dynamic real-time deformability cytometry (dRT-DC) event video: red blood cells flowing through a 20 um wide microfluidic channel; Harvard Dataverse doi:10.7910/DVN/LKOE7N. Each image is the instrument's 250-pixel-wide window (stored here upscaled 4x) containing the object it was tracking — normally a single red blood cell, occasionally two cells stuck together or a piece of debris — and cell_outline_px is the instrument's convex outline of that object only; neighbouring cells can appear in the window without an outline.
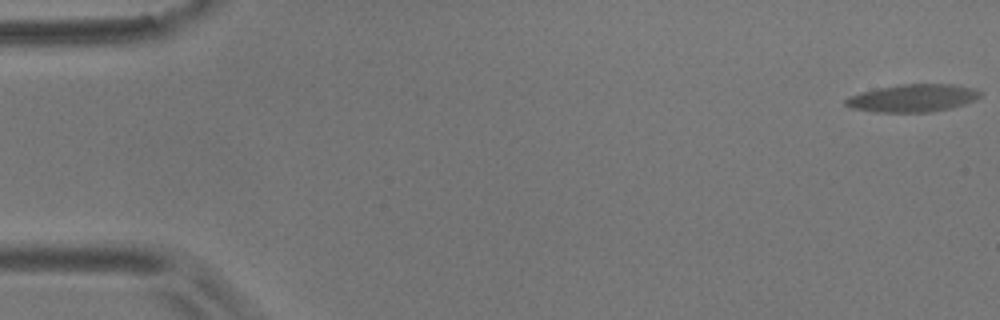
{"species": "common noctule bat (a hibernating species)", "species_latin": "Nyctalus noctula", "temperature_condition": "room temperature", "stored_images_in_passage": 17, "camera_frame_rate_fps": 3000, "um_per_image_px": 0.085, "animal": {"sex": "male", "body_mass_g": 17.9}, "frame": {"image": 1, "passage_image": 1, "time_ms": 0.0, "image_size_px": [1000, 320], "cell_outline_px": [[980, 96], [964, 104], [932, 112], [876, 112], [852, 108], [844, 104], [844, 100], [848, 96], [860, 92], [876, 88], [900, 84], [956, 84], [972, 88], [980, 92]], "centroid_in_image_um": [77.52, 8.33], "position_along_channel_um": 7.5, "area_um2": 21.62}}